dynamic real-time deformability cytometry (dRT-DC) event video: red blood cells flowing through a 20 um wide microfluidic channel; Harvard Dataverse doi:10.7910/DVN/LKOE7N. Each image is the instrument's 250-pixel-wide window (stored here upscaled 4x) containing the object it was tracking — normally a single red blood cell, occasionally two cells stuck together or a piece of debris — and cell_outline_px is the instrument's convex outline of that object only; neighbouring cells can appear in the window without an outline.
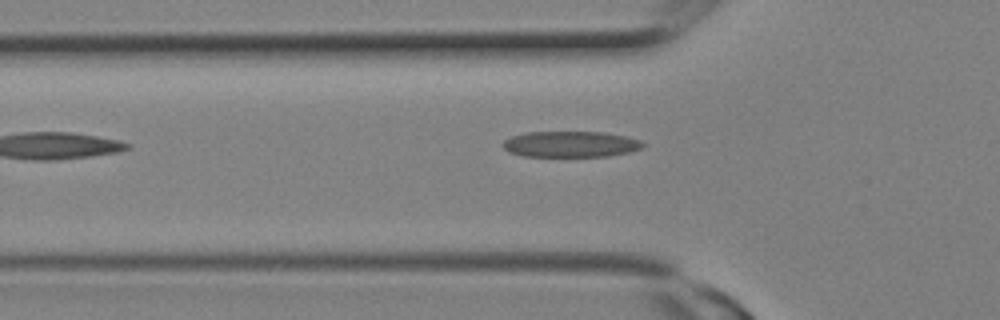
{"species": "Egyptian fruit bat (a non-hibernating species)", "species_latin": "Rousettus aegyptiacus", "temperature_condition": "room temperature", "stored_images_in_passage": 8, "camera_frame_rate_fps": 3000, "um_per_image_px": 0.085, "animal": {"sex": "female"}, "frame": {"image": 1, "passage_image": 8, "time_ms": 2.333, "image_size_px": [1000, 320], "cell_outline_px": [[648, 144], [640, 148], [628, 152], [608, 156], [524, 156], [508, 152], [500, 144], [504, 140], [512, 136], [524, 132], [604, 132], [624, 136], [640, 140]], "centroid_in_image_um": [48.47, 12.25], "position_along_channel_um": 77.3, "area_um2": 21.21}}